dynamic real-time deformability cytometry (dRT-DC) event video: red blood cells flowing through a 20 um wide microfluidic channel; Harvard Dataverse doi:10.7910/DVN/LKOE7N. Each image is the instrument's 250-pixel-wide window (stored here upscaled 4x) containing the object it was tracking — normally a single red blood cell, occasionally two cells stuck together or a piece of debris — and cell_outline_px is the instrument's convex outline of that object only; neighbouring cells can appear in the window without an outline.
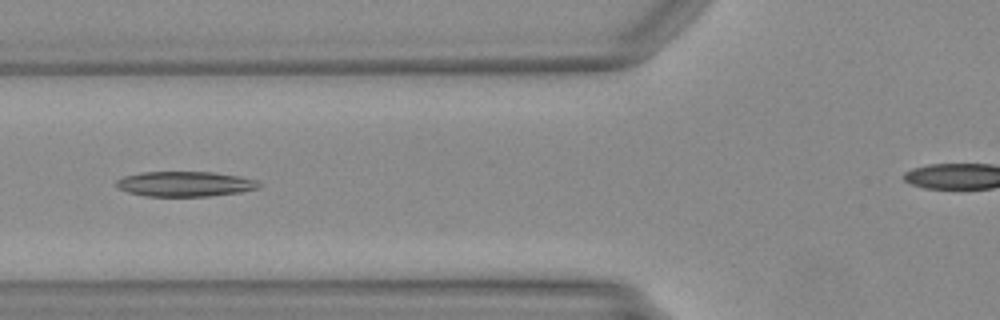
{"species": "Egyptian fruit bat (a non-hibernating species)", "species_latin": "Rousettus aegyptiacus", "temperature_condition": "warm", "stored_images_in_passage": 37, "camera_frame_rate_fps": 3000, "um_per_image_px": 0.085, "animal": {"sex": "female"}, "frame": {"image": 1, "passage_image": 7, "time_ms": 2.0, "image_size_px": [1000, 320], "cell_outline_px": [[260, 184], [256, 188], [240, 192], [212, 196], [144, 196], [128, 192], [120, 188], [116, 184], [116, 180], [124, 176], [144, 172], [212, 172], [236, 176], [256, 180]], "centroid_in_image_um": [15.69, 15.64], "position_along_channel_um": 110.1, "area_um2": 20.58}}
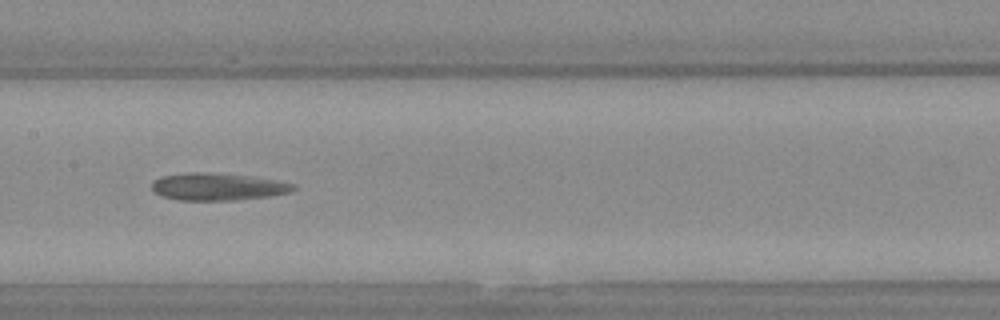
{"frame": {"image": 2, "passage_image": 13, "time_ms": 4.0, "image_size_px": [1000, 320], "cell_outline_px": [[296, 188], [292, 192], [268, 196], [232, 200], [176, 200], [160, 196], [152, 188], [152, 184], [160, 176], [188, 172], [212, 172], [244, 176], [272, 180], [292, 184]], "centroid_in_image_um": [18.43, 15.87], "position_along_channel_um": 189.0, "area_um2": 22.2}}
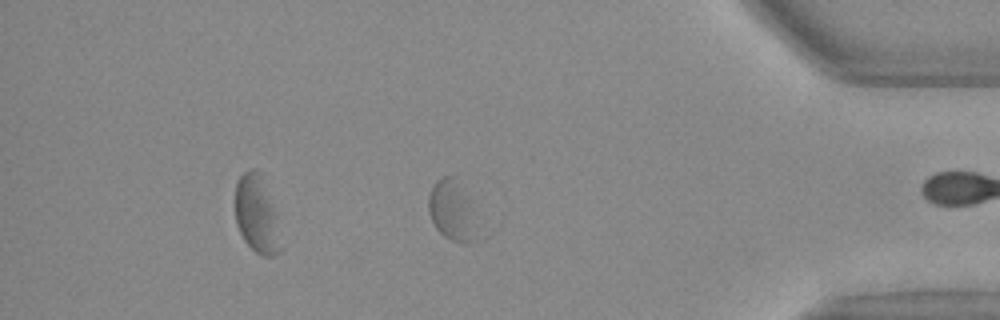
{"frame": {"image": 3, "passage_image": 31, "time_ms": 10.0, "image_size_px": [1000, 320], "cell_outline_px": [[492, 232], [488, 236], [472, 244], [452, 240], [444, 236], [436, 228], [428, 212], [428, 196], [432, 184], [436, 180], [444, 176], [452, 176]], "centroid_in_image_um": [38.69, 18.08], "position_along_channel_um": 396.5, "area_um2": 19.19}}